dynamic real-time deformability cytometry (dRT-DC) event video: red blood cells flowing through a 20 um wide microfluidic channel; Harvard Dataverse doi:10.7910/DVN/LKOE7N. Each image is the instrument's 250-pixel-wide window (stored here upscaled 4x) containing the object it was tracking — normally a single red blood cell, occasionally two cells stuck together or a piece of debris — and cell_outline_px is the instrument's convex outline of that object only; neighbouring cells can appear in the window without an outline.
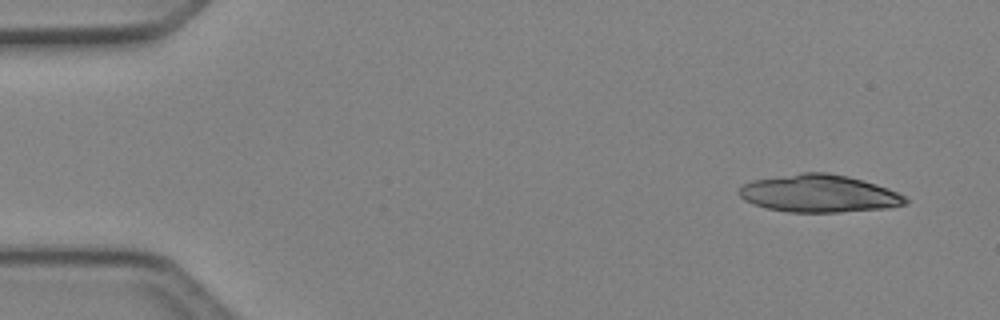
{"species": "Egyptian fruit bat (a non-hibernating species)", "species_latin": "Rousettus aegyptiacus", "temperature_condition": "cold", "stored_images_in_passage": 13, "camera_frame_rate_fps": 3000, "um_per_image_px": 0.085, "animal": {"sex": "female"}, "frame": {"image": 1, "passage_image": 1, "time_ms": 0.0, "image_size_px": [1000, 320], "cell_outline_px": [[908, 204], [888, 208], [840, 212], [788, 212], [764, 208], [752, 204], [744, 200], [736, 192], [744, 184], [752, 180], [800, 172], [828, 172], [848, 176], [876, 184], [888, 188], [904, 196], [908, 200]], "centroid_in_image_um": [69.59, 16.45], "position_along_channel_um": 15.4, "area_um2": 36.7}}